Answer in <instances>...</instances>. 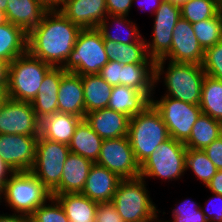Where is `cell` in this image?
<instances>
[{
  "label": "cell",
  "instance_id": "obj_1",
  "mask_svg": "<svg viewBox=\"0 0 222 222\" xmlns=\"http://www.w3.org/2000/svg\"><path fill=\"white\" fill-rule=\"evenodd\" d=\"M81 28L59 10H49L28 34L27 51L52 67H63Z\"/></svg>",
  "mask_w": 222,
  "mask_h": 222
},
{
  "label": "cell",
  "instance_id": "obj_2",
  "mask_svg": "<svg viewBox=\"0 0 222 222\" xmlns=\"http://www.w3.org/2000/svg\"><path fill=\"white\" fill-rule=\"evenodd\" d=\"M165 59L155 61V85L161 82V75H166L163 83L168 96L183 102L200 105L202 83L205 72L201 65L194 63L173 62L169 60L168 68L164 70ZM165 71V72H164Z\"/></svg>",
  "mask_w": 222,
  "mask_h": 222
},
{
  "label": "cell",
  "instance_id": "obj_3",
  "mask_svg": "<svg viewBox=\"0 0 222 222\" xmlns=\"http://www.w3.org/2000/svg\"><path fill=\"white\" fill-rule=\"evenodd\" d=\"M128 138L140 165L150 157L158 146L170 138L161 114L152 103L142 112L130 118Z\"/></svg>",
  "mask_w": 222,
  "mask_h": 222
},
{
  "label": "cell",
  "instance_id": "obj_4",
  "mask_svg": "<svg viewBox=\"0 0 222 222\" xmlns=\"http://www.w3.org/2000/svg\"><path fill=\"white\" fill-rule=\"evenodd\" d=\"M111 202L124 222H155L157 212L161 213L142 177L122 179Z\"/></svg>",
  "mask_w": 222,
  "mask_h": 222
},
{
  "label": "cell",
  "instance_id": "obj_5",
  "mask_svg": "<svg viewBox=\"0 0 222 222\" xmlns=\"http://www.w3.org/2000/svg\"><path fill=\"white\" fill-rule=\"evenodd\" d=\"M52 68L28 51L9 64L7 98L31 102L37 95L46 73Z\"/></svg>",
  "mask_w": 222,
  "mask_h": 222
},
{
  "label": "cell",
  "instance_id": "obj_6",
  "mask_svg": "<svg viewBox=\"0 0 222 222\" xmlns=\"http://www.w3.org/2000/svg\"><path fill=\"white\" fill-rule=\"evenodd\" d=\"M109 62L105 52L104 40L97 28L81 29L74 48L62 69L78 75L99 74Z\"/></svg>",
  "mask_w": 222,
  "mask_h": 222
},
{
  "label": "cell",
  "instance_id": "obj_7",
  "mask_svg": "<svg viewBox=\"0 0 222 222\" xmlns=\"http://www.w3.org/2000/svg\"><path fill=\"white\" fill-rule=\"evenodd\" d=\"M51 192L31 172H15L3 187V199L14 213L31 215L51 198Z\"/></svg>",
  "mask_w": 222,
  "mask_h": 222
},
{
  "label": "cell",
  "instance_id": "obj_8",
  "mask_svg": "<svg viewBox=\"0 0 222 222\" xmlns=\"http://www.w3.org/2000/svg\"><path fill=\"white\" fill-rule=\"evenodd\" d=\"M186 146L170 137L140 165V177L179 180L186 172Z\"/></svg>",
  "mask_w": 222,
  "mask_h": 222
},
{
  "label": "cell",
  "instance_id": "obj_9",
  "mask_svg": "<svg viewBox=\"0 0 222 222\" xmlns=\"http://www.w3.org/2000/svg\"><path fill=\"white\" fill-rule=\"evenodd\" d=\"M69 145L43 138L37 139L35 163L31 172L52 193L59 185Z\"/></svg>",
  "mask_w": 222,
  "mask_h": 222
},
{
  "label": "cell",
  "instance_id": "obj_10",
  "mask_svg": "<svg viewBox=\"0 0 222 222\" xmlns=\"http://www.w3.org/2000/svg\"><path fill=\"white\" fill-rule=\"evenodd\" d=\"M151 103L161 114L170 137L185 143L191 135L193 125L202 114L200 106L163 95L160 100L152 98Z\"/></svg>",
  "mask_w": 222,
  "mask_h": 222
},
{
  "label": "cell",
  "instance_id": "obj_11",
  "mask_svg": "<svg viewBox=\"0 0 222 222\" xmlns=\"http://www.w3.org/2000/svg\"><path fill=\"white\" fill-rule=\"evenodd\" d=\"M96 164L114 172L121 179L140 177V164L135 158L128 136L104 139Z\"/></svg>",
  "mask_w": 222,
  "mask_h": 222
},
{
  "label": "cell",
  "instance_id": "obj_12",
  "mask_svg": "<svg viewBox=\"0 0 222 222\" xmlns=\"http://www.w3.org/2000/svg\"><path fill=\"white\" fill-rule=\"evenodd\" d=\"M154 26L152 41L145 40L146 51L152 60L162 59L171 49L173 30L181 18L180 7L169 1H162L153 13Z\"/></svg>",
  "mask_w": 222,
  "mask_h": 222
},
{
  "label": "cell",
  "instance_id": "obj_13",
  "mask_svg": "<svg viewBox=\"0 0 222 222\" xmlns=\"http://www.w3.org/2000/svg\"><path fill=\"white\" fill-rule=\"evenodd\" d=\"M31 102L6 98L0 108V134L40 136V124Z\"/></svg>",
  "mask_w": 222,
  "mask_h": 222
},
{
  "label": "cell",
  "instance_id": "obj_14",
  "mask_svg": "<svg viewBox=\"0 0 222 222\" xmlns=\"http://www.w3.org/2000/svg\"><path fill=\"white\" fill-rule=\"evenodd\" d=\"M38 137L0 134V158L15 172L31 171Z\"/></svg>",
  "mask_w": 222,
  "mask_h": 222
},
{
  "label": "cell",
  "instance_id": "obj_15",
  "mask_svg": "<svg viewBox=\"0 0 222 222\" xmlns=\"http://www.w3.org/2000/svg\"><path fill=\"white\" fill-rule=\"evenodd\" d=\"M204 52L195 36L192 24L180 18L173 30L171 49L162 59L201 65Z\"/></svg>",
  "mask_w": 222,
  "mask_h": 222
},
{
  "label": "cell",
  "instance_id": "obj_16",
  "mask_svg": "<svg viewBox=\"0 0 222 222\" xmlns=\"http://www.w3.org/2000/svg\"><path fill=\"white\" fill-rule=\"evenodd\" d=\"M58 10L81 29L97 28L108 14L106 0H63Z\"/></svg>",
  "mask_w": 222,
  "mask_h": 222
},
{
  "label": "cell",
  "instance_id": "obj_17",
  "mask_svg": "<svg viewBox=\"0 0 222 222\" xmlns=\"http://www.w3.org/2000/svg\"><path fill=\"white\" fill-rule=\"evenodd\" d=\"M84 119L103 140L128 136L130 117L124 113L103 108L86 113Z\"/></svg>",
  "mask_w": 222,
  "mask_h": 222
},
{
  "label": "cell",
  "instance_id": "obj_18",
  "mask_svg": "<svg viewBox=\"0 0 222 222\" xmlns=\"http://www.w3.org/2000/svg\"><path fill=\"white\" fill-rule=\"evenodd\" d=\"M121 180L114 172L94 163L81 194L97 203L111 202Z\"/></svg>",
  "mask_w": 222,
  "mask_h": 222
},
{
  "label": "cell",
  "instance_id": "obj_19",
  "mask_svg": "<svg viewBox=\"0 0 222 222\" xmlns=\"http://www.w3.org/2000/svg\"><path fill=\"white\" fill-rule=\"evenodd\" d=\"M65 73L62 67H52L44 76L36 97L31 101L40 121L58 112V90Z\"/></svg>",
  "mask_w": 222,
  "mask_h": 222
},
{
  "label": "cell",
  "instance_id": "obj_20",
  "mask_svg": "<svg viewBox=\"0 0 222 222\" xmlns=\"http://www.w3.org/2000/svg\"><path fill=\"white\" fill-rule=\"evenodd\" d=\"M58 112L85 118V101L81 75L66 72L58 90Z\"/></svg>",
  "mask_w": 222,
  "mask_h": 222
},
{
  "label": "cell",
  "instance_id": "obj_21",
  "mask_svg": "<svg viewBox=\"0 0 222 222\" xmlns=\"http://www.w3.org/2000/svg\"><path fill=\"white\" fill-rule=\"evenodd\" d=\"M48 11L37 0H8L5 15L8 22L29 34L41 24Z\"/></svg>",
  "mask_w": 222,
  "mask_h": 222
},
{
  "label": "cell",
  "instance_id": "obj_22",
  "mask_svg": "<svg viewBox=\"0 0 222 222\" xmlns=\"http://www.w3.org/2000/svg\"><path fill=\"white\" fill-rule=\"evenodd\" d=\"M93 164L91 160L70 152L63 167L60 185L51 195L81 193Z\"/></svg>",
  "mask_w": 222,
  "mask_h": 222
},
{
  "label": "cell",
  "instance_id": "obj_23",
  "mask_svg": "<svg viewBox=\"0 0 222 222\" xmlns=\"http://www.w3.org/2000/svg\"><path fill=\"white\" fill-rule=\"evenodd\" d=\"M81 120V117L73 114L56 112L41 120L40 135L48 140L69 145Z\"/></svg>",
  "mask_w": 222,
  "mask_h": 222
},
{
  "label": "cell",
  "instance_id": "obj_24",
  "mask_svg": "<svg viewBox=\"0 0 222 222\" xmlns=\"http://www.w3.org/2000/svg\"><path fill=\"white\" fill-rule=\"evenodd\" d=\"M149 104H151V99L144 92L118 85L112 87L107 108L124 113L131 118L142 112Z\"/></svg>",
  "mask_w": 222,
  "mask_h": 222
},
{
  "label": "cell",
  "instance_id": "obj_25",
  "mask_svg": "<svg viewBox=\"0 0 222 222\" xmlns=\"http://www.w3.org/2000/svg\"><path fill=\"white\" fill-rule=\"evenodd\" d=\"M102 142L103 139L95 133L85 119H82L75 128L74 135L69 143V150L71 153L96 163L100 155Z\"/></svg>",
  "mask_w": 222,
  "mask_h": 222
},
{
  "label": "cell",
  "instance_id": "obj_26",
  "mask_svg": "<svg viewBox=\"0 0 222 222\" xmlns=\"http://www.w3.org/2000/svg\"><path fill=\"white\" fill-rule=\"evenodd\" d=\"M145 40L143 37L138 42L131 44L104 40L105 52L109 60L118 61L122 65L155 64V61L147 54Z\"/></svg>",
  "mask_w": 222,
  "mask_h": 222
},
{
  "label": "cell",
  "instance_id": "obj_27",
  "mask_svg": "<svg viewBox=\"0 0 222 222\" xmlns=\"http://www.w3.org/2000/svg\"><path fill=\"white\" fill-rule=\"evenodd\" d=\"M65 211L69 222H95L98 203L81 193L54 196Z\"/></svg>",
  "mask_w": 222,
  "mask_h": 222
},
{
  "label": "cell",
  "instance_id": "obj_28",
  "mask_svg": "<svg viewBox=\"0 0 222 222\" xmlns=\"http://www.w3.org/2000/svg\"><path fill=\"white\" fill-rule=\"evenodd\" d=\"M28 34L19 26L6 22L0 25V60L11 63L27 52Z\"/></svg>",
  "mask_w": 222,
  "mask_h": 222
},
{
  "label": "cell",
  "instance_id": "obj_29",
  "mask_svg": "<svg viewBox=\"0 0 222 222\" xmlns=\"http://www.w3.org/2000/svg\"><path fill=\"white\" fill-rule=\"evenodd\" d=\"M85 101V115L94 110L107 108L112 93V86L98 74L82 75Z\"/></svg>",
  "mask_w": 222,
  "mask_h": 222
},
{
  "label": "cell",
  "instance_id": "obj_30",
  "mask_svg": "<svg viewBox=\"0 0 222 222\" xmlns=\"http://www.w3.org/2000/svg\"><path fill=\"white\" fill-rule=\"evenodd\" d=\"M221 135L222 122L202 113L193 125L191 135L184 145L187 149L204 150Z\"/></svg>",
  "mask_w": 222,
  "mask_h": 222
},
{
  "label": "cell",
  "instance_id": "obj_31",
  "mask_svg": "<svg viewBox=\"0 0 222 222\" xmlns=\"http://www.w3.org/2000/svg\"><path fill=\"white\" fill-rule=\"evenodd\" d=\"M122 85L144 92L150 99L155 91V64L123 65Z\"/></svg>",
  "mask_w": 222,
  "mask_h": 222
},
{
  "label": "cell",
  "instance_id": "obj_32",
  "mask_svg": "<svg viewBox=\"0 0 222 222\" xmlns=\"http://www.w3.org/2000/svg\"><path fill=\"white\" fill-rule=\"evenodd\" d=\"M127 17L128 16L107 14L104 21H102L97 27V29L102 34L103 40H110L122 44H131L138 42L142 38V34H140V31L138 30L139 28L136 26V24L130 21ZM109 20L111 21L112 24H109L110 23ZM115 24H117L116 25L118 26L117 28L122 27L119 28L118 32L119 31L123 32L125 36H122L121 34H119L120 32L118 33L117 31L116 33H114V31H112L113 34L111 33L112 30L111 28Z\"/></svg>",
  "mask_w": 222,
  "mask_h": 222
},
{
  "label": "cell",
  "instance_id": "obj_33",
  "mask_svg": "<svg viewBox=\"0 0 222 222\" xmlns=\"http://www.w3.org/2000/svg\"><path fill=\"white\" fill-rule=\"evenodd\" d=\"M199 106L203 114L222 122V80L205 75Z\"/></svg>",
  "mask_w": 222,
  "mask_h": 222
},
{
  "label": "cell",
  "instance_id": "obj_34",
  "mask_svg": "<svg viewBox=\"0 0 222 222\" xmlns=\"http://www.w3.org/2000/svg\"><path fill=\"white\" fill-rule=\"evenodd\" d=\"M221 10L219 0H188L180 7L181 18L191 24L215 17Z\"/></svg>",
  "mask_w": 222,
  "mask_h": 222
},
{
  "label": "cell",
  "instance_id": "obj_35",
  "mask_svg": "<svg viewBox=\"0 0 222 222\" xmlns=\"http://www.w3.org/2000/svg\"><path fill=\"white\" fill-rule=\"evenodd\" d=\"M195 36L203 50L222 41V10L210 19L192 24Z\"/></svg>",
  "mask_w": 222,
  "mask_h": 222
},
{
  "label": "cell",
  "instance_id": "obj_36",
  "mask_svg": "<svg viewBox=\"0 0 222 222\" xmlns=\"http://www.w3.org/2000/svg\"><path fill=\"white\" fill-rule=\"evenodd\" d=\"M192 170L197 179L202 181L205 186L216 174L217 169L213 162L208 158L203 150H186V170Z\"/></svg>",
  "mask_w": 222,
  "mask_h": 222
},
{
  "label": "cell",
  "instance_id": "obj_37",
  "mask_svg": "<svg viewBox=\"0 0 222 222\" xmlns=\"http://www.w3.org/2000/svg\"><path fill=\"white\" fill-rule=\"evenodd\" d=\"M39 206L31 215V222H69L59 201L51 196V198Z\"/></svg>",
  "mask_w": 222,
  "mask_h": 222
},
{
  "label": "cell",
  "instance_id": "obj_38",
  "mask_svg": "<svg viewBox=\"0 0 222 222\" xmlns=\"http://www.w3.org/2000/svg\"><path fill=\"white\" fill-rule=\"evenodd\" d=\"M179 205L172 209L174 219L171 222H208L198 203L186 199L181 201Z\"/></svg>",
  "mask_w": 222,
  "mask_h": 222
},
{
  "label": "cell",
  "instance_id": "obj_39",
  "mask_svg": "<svg viewBox=\"0 0 222 222\" xmlns=\"http://www.w3.org/2000/svg\"><path fill=\"white\" fill-rule=\"evenodd\" d=\"M201 66L206 75L222 80V41L205 50Z\"/></svg>",
  "mask_w": 222,
  "mask_h": 222
},
{
  "label": "cell",
  "instance_id": "obj_40",
  "mask_svg": "<svg viewBox=\"0 0 222 222\" xmlns=\"http://www.w3.org/2000/svg\"><path fill=\"white\" fill-rule=\"evenodd\" d=\"M122 74L123 65L118 61L109 60L98 75L113 87L122 85Z\"/></svg>",
  "mask_w": 222,
  "mask_h": 222
},
{
  "label": "cell",
  "instance_id": "obj_41",
  "mask_svg": "<svg viewBox=\"0 0 222 222\" xmlns=\"http://www.w3.org/2000/svg\"><path fill=\"white\" fill-rule=\"evenodd\" d=\"M95 222H124L112 202L98 203Z\"/></svg>",
  "mask_w": 222,
  "mask_h": 222
},
{
  "label": "cell",
  "instance_id": "obj_42",
  "mask_svg": "<svg viewBox=\"0 0 222 222\" xmlns=\"http://www.w3.org/2000/svg\"><path fill=\"white\" fill-rule=\"evenodd\" d=\"M213 196L211 198L208 199L206 205V208L204 209V207L201 206V210L202 212L205 214L206 220L208 222H222V195L220 194H215L212 193ZM216 200V201H215ZM217 201H219L218 204ZM213 203H217L219 206L216 208L217 204L215 207H210L212 206L211 204ZM221 202V203H220ZM215 205V204H213ZM215 208V209H214ZM217 209V210H216ZM214 210V211H213Z\"/></svg>",
  "mask_w": 222,
  "mask_h": 222
},
{
  "label": "cell",
  "instance_id": "obj_43",
  "mask_svg": "<svg viewBox=\"0 0 222 222\" xmlns=\"http://www.w3.org/2000/svg\"><path fill=\"white\" fill-rule=\"evenodd\" d=\"M217 170H222V135L203 150Z\"/></svg>",
  "mask_w": 222,
  "mask_h": 222
},
{
  "label": "cell",
  "instance_id": "obj_44",
  "mask_svg": "<svg viewBox=\"0 0 222 222\" xmlns=\"http://www.w3.org/2000/svg\"><path fill=\"white\" fill-rule=\"evenodd\" d=\"M133 0H106V8L109 15L128 16Z\"/></svg>",
  "mask_w": 222,
  "mask_h": 222
},
{
  "label": "cell",
  "instance_id": "obj_45",
  "mask_svg": "<svg viewBox=\"0 0 222 222\" xmlns=\"http://www.w3.org/2000/svg\"><path fill=\"white\" fill-rule=\"evenodd\" d=\"M206 187L209 188L211 193L222 195V170H217Z\"/></svg>",
  "mask_w": 222,
  "mask_h": 222
},
{
  "label": "cell",
  "instance_id": "obj_46",
  "mask_svg": "<svg viewBox=\"0 0 222 222\" xmlns=\"http://www.w3.org/2000/svg\"><path fill=\"white\" fill-rule=\"evenodd\" d=\"M9 62L0 60V90L6 91L8 86Z\"/></svg>",
  "mask_w": 222,
  "mask_h": 222
},
{
  "label": "cell",
  "instance_id": "obj_47",
  "mask_svg": "<svg viewBox=\"0 0 222 222\" xmlns=\"http://www.w3.org/2000/svg\"><path fill=\"white\" fill-rule=\"evenodd\" d=\"M0 222H31L29 215L12 213L11 214H0Z\"/></svg>",
  "mask_w": 222,
  "mask_h": 222
},
{
  "label": "cell",
  "instance_id": "obj_48",
  "mask_svg": "<svg viewBox=\"0 0 222 222\" xmlns=\"http://www.w3.org/2000/svg\"><path fill=\"white\" fill-rule=\"evenodd\" d=\"M15 173V171L9 167L1 158H0V187H4L7 180Z\"/></svg>",
  "mask_w": 222,
  "mask_h": 222
},
{
  "label": "cell",
  "instance_id": "obj_49",
  "mask_svg": "<svg viewBox=\"0 0 222 222\" xmlns=\"http://www.w3.org/2000/svg\"><path fill=\"white\" fill-rule=\"evenodd\" d=\"M133 1H137V3H138V8H140V9H142V10H145V8L148 6V7H151V9L149 8V11L151 10V13L152 12H154L155 13V11L159 8V6H160V4H161V2L162 1H164V0H143L144 2H145V4L147 5L148 3L150 4L151 2V4L149 5H147L146 7H145V5H142V4H144V2L142 3L140 0H133ZM141 2V3H140ZM147 2V3H146ZM145 7V8H144ZM148 7H147V9H148ZM144 8V9H143Z\"/></svg>",
  "mask_w": 222,
  "mask_h": 222
},
{
  "label": "cell",
  "instance_id": "obj_50",
  "mask_svg": "<svg viewBox=\"0 0 222 222\" xmlns=\"http://www.w3.org/2000/svg\"><path fill=\"white\" fill-rule=\"evenodd\" d=\"M49 10H58L63 0H37Z\"/></svg>",
  "mask_w": 222,
  "mask_h": 222
},
{
  "label": "cell",
  "instance_id": "obj_51",
  "mask_svg": "<svg viewBox=\"0 0 222 222\" xmlns=\"http://www.w3.org/2000/svg\"><path fill=\"white\" fill-rule=\"evenodd\" d=\"M171 2L173 5H177L181 7L183 4H185L188 0H166Z\"/></svg>",
  "mask_w": 222,
  "mask_h": 222
},
{
  "label": "cell",
  "instance_id": "obj_52",
  "mask_svg": "<svg viewBox=\"0 0 222 222\" xmlns=\"http://www.w3.org/2000/svg\"><path fill=\"white\" fill-rule=\"evenodd\" d=\"M6 98H7L6 91L0 90V108Z\"/></svg>",
  "mask_w": 222,
  "mask_h": 222
},
{
  "label": "cell",
  "instance_id": "obj_53",
  "mask_svg": "<svg viewBox=\"0 0 222 222\" xmlns=\"http://www.w3.org/2000/svg\"><path fill=\"white\" fill-rule=\"evenodd\" d=\"M6 22H7V19H6L5 12L0 10V25L4 24Z\"/></svg>",
  "mask_w": 222,
  "mask_h": 222
},
{
  "label": "cell",
  "instance_id": "obj_54",
  "mask_svg": "<svg viewBox=\"0 0 222 222\" xmlns=\"http://www.w3.org/2000/svg\"><path fill=\"white\" fill-rule=\"evenodd\" d=\"M8 0H0V10L6 11Z\"/></svg>",
  "mask_w": 222,
  "mask_h": 222
},
{
  "label": "cell",
  "instance_id": "obj_55",
  "mask_svg": "<svg viewBox=\"0 0 222 222\" xmlns=\"http://www.w3.org/2000/svg\"><path fill=\"white\" fill-rule=\"evenodd\" d=\"M2 196H3V187H0V200H2V198H3Z\"/></svg>",
  "mask_w": 222,
  "mask_h": 222
},
{
  "label": "cell",
  "instance_id": "obj_56",
  "mask_svg": "<svg viewBox=\"0 0 222 222\" xmlns=\"http://www.w3.org/2000/svg\"><path fill=\"white\" fill-rule=\"evenodd\" d=\"M158 217H159V216H157V218L155 219V222H169V220H168V221H164V220H161V219L159 220ZM157 220H158V221H157Z\"/></svg>",
  "mask_w": 222,
  "mask_h": 222
}]
</instances>
